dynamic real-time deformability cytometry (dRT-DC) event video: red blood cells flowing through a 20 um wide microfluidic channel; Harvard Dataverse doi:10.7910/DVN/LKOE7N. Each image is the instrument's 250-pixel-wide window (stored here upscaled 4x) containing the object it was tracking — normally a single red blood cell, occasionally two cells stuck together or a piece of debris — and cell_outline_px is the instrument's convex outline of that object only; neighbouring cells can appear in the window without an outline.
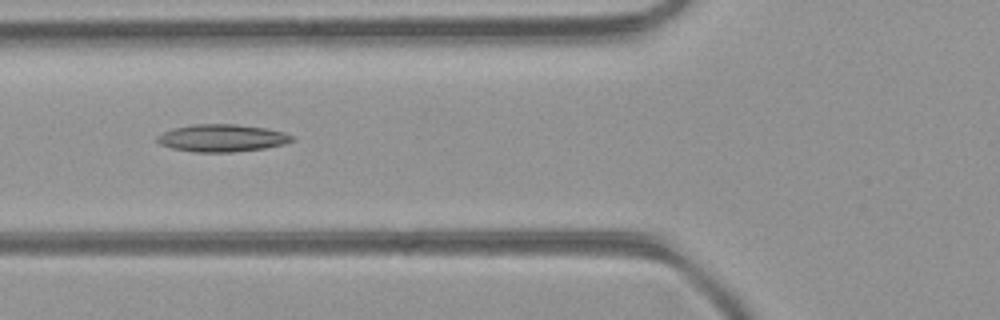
{"species": "common noctule bat (a hibernating species)", "species_latin": "Nyctalus noctula", "temperature_condition": "room temperature", "stored_images_in_passage": 4, "camera_frame_rate_fps": 3000, "um_per_image_px": 0.085, "animal": {"sex": "female", "body_mass_g": 21.9}, "frame": {"image": 1, "passage_image": 4, "time_ms": 1.0, "image_size_px": [1000, 320], "cell_outline_px": [[296, 136], [292, 140], [284, 144], [264, 148], [232, 152], [192, 152], [172, 148], [160, 144], [156, 140], [156, 136], [172, 128], [192, 124], [236, 124], [268, 128], [284, 132]], "centroid_in_image_um": [18.87, 11.72], "position_along_channel_um": 106.9, "area_um2": 21.68}}